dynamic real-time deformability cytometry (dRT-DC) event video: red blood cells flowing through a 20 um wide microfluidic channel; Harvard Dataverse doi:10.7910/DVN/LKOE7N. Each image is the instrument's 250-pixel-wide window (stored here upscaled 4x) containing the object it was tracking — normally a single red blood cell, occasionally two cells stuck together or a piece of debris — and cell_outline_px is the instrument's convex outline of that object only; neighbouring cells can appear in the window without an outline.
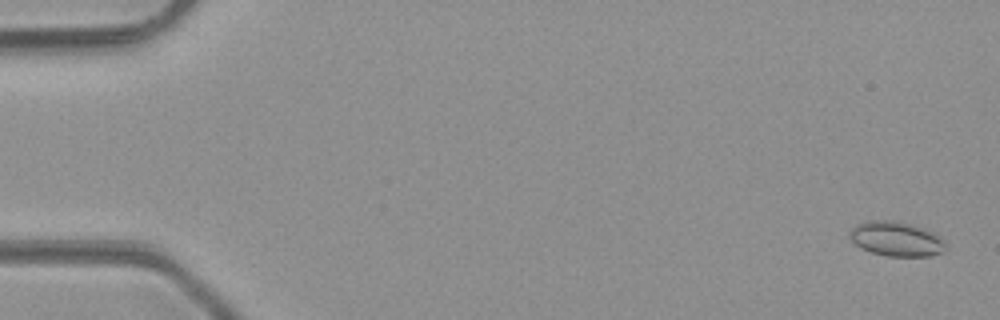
{"species": "common noctule bat (a hibernating species)", "species_latin": "Nyctalus noctula", "temperature_condition": "room temperature", "stored_images_in_passage": 9, "camera_frame_rate_fps": 3000, "um_per_image_px": 0.085, "animal": {"sex": "male", "body_mass_g": 23.1, "forearm_length_mm": 52.7}, "frame": {"image": 1, "passage_image": 2, "time_ms": 0.333, "image_size_px": [1000, 320], "cell_outline_px": [[944, 252], [932, 256], [888, 256], [872, 252], [856, 244], [852, 240], [848, 232], [856, 224], [864, 220], [892, 220], [908, 224], [932, 232], [944, 240]], "centroid_in_image_um": [76.16, 20.3], "position_along_channel_um": 8.8, "area_um2": 19.07}}